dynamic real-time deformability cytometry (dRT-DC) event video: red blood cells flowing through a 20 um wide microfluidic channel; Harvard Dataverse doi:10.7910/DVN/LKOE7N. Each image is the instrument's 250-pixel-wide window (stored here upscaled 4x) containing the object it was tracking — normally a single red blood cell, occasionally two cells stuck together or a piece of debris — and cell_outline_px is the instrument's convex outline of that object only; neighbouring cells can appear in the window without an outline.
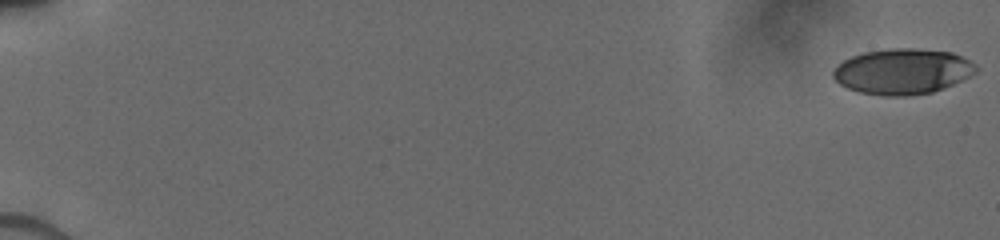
{"species": "human", "species_latin": "Homo sapiens", "temperature_condition": "cold", "stored_images_in_passage": 16, "camera_frame_rate_fps": 3000, "um_per_image_px": 0.085, "donor": {"sex": "male"}, "frame": {"image": 1, "passage_image": 1, "time_ms": 0.0, "image_size_px": [1000, 240], "cell_outline_px": [[976, 72], [944, 88], [932, 92], [908, 96], [884, 96], [860, 92], [848, 88], [840, 84], [832, 76], [832, 72], [844, 60], [852, 56], [864, 52], [892, 48], [912, 48], [952, 52], [968, 60], [976, 68]], "centroid_in_image_um": [76.69, 6.07], "position_along_channel_um": 8.3, "area_um2": 37.51}}
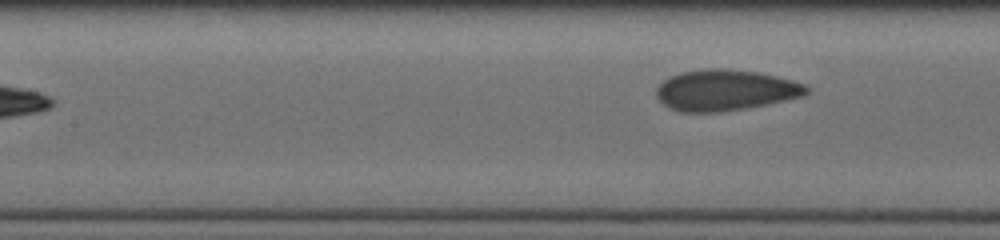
{"frame": {"image": 2, "passage_image": 16, "time_ms": 10.0, "image_size_px": [1000, 240], "cell_outline_px": [[808, 92], [804, 96], [744, 108], [720, 112], [680, 112], [664, 104], [656, 96], [656, 88], [664, 80], [680, 72], [704, 68], [724, 68], [760, 72], [792, 80], [804, 84], [808, 88]], "centroid_in_image_um": [61.64, 7.65], "position_along_channel_um": 145.8, "area_um2": 35.66}}